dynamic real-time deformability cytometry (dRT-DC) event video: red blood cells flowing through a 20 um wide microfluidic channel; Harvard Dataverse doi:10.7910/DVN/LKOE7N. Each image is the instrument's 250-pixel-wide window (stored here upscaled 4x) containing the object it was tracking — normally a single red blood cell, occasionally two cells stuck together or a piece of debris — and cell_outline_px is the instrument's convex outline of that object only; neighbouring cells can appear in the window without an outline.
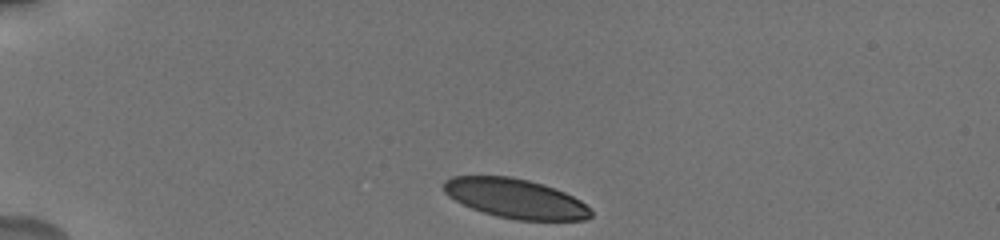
{"species": "human", "species_latin": "Homo sapiens", "temperature_condition": "cold", "stored_images_in_passage": 11, "camera_frame_rate_fps": 3000, "um_per_image_px": 0.085, "donor": {"sex": "male"}, "frame": {"image": 1, "passage_image": 1, "time_ms": 0.0, "image_size_px": [1000, 240], "cell_outline_px": [[592, 216], [584, 220], [516, 220], [496, 216], [472, 208], [448, 196], [444, 192], [444, 180], [452, 176], [512, 176], [544, 184], [564, 192], [580, 200], [592, 212]], "centroid_in_image_um": [43.81, 16.86], "position_along_channel_um": 41.2, "area_um2": 33.7}}
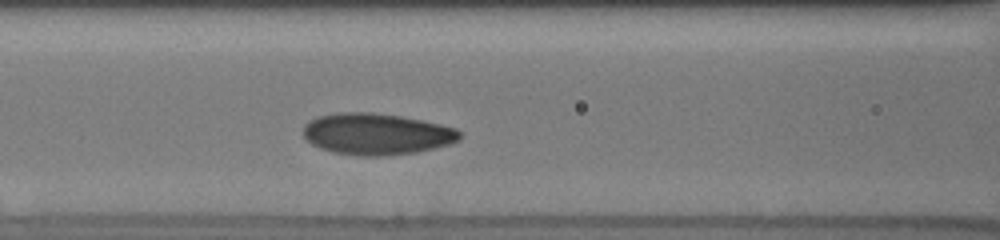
{"frame": {"image": 2, "passage_image": 6, "time_ms": 4.0, "image_size_px": [1000, 240], "cell_outline_px": [[460, 140], [448, 144], [416, 152], [384, 156], [360, 156], [332, 152], [320, 148], [312, 144], [304, 136], [304, 124], [308, 120], [316, 116], [336, 112], [372, 112], [400, 116], [440, 124], [456, 128], [460, 132]], "centroid_in_image_um": [31.96, 11.38], "position_along_channel_um": 134.6, "area_um2": 37.86}}
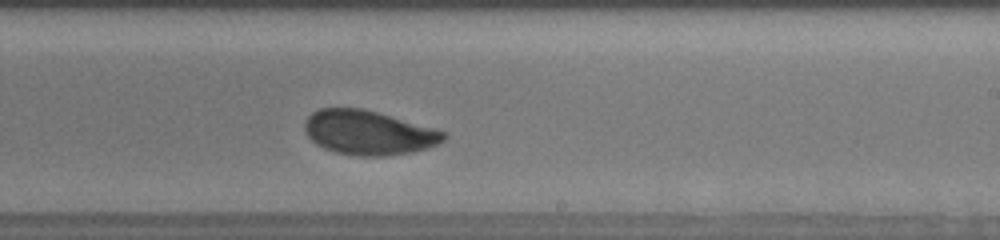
{"frame": {"image": 3, "passage_image": 11, "time_ms": 7.333, "image_size_px": [1000, 240], "cell_outline_px": [[448, 136], [444, 140], [428, 148], [412, 152], [388, 156], [360, 156], [336, 152], [324, 148], [316, 144], [308, 136], [304, 128], [304, 120], [312, 112], [320, 108], [364, 108], [436, 128], [448, 132]], "centroid_in_image_um": [31.35, 11.27], "position_along_channel_um": 257.7, "area_um2": 36.24}}